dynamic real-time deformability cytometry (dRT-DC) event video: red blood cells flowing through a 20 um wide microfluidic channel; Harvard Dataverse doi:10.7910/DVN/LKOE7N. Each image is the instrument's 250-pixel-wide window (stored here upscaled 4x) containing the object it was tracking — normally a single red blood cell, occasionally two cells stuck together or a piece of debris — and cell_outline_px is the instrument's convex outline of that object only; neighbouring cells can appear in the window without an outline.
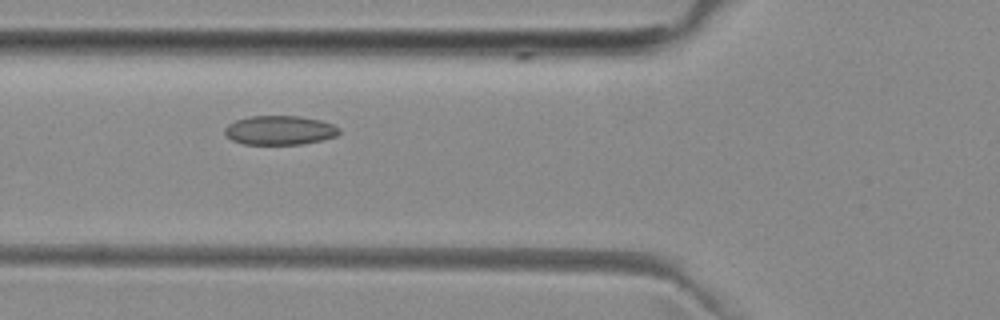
{"species": "common noctule bat (a hibernating species)", "species_latin": "Nyctalus noctula", "temperature_condition": "room temperature", "stored_images_in_passage": 37, "camera_frame_rate_fps": 3000, "um_per_image_px": 0.085, "animal": {"sex": "female", "body_mass_g": 29.2, "forearm_length_mm": 56.3}, "frame": {"image": 1, "passage_image": 4, "time_ms": 1.0, "image_size_px": [1000, 320], "cell_outline_px": [[340, 132], [336, 136], [304, 144], [244, 144], [232, 140], [224, 132], [224, 128], [228, 124], [236, 120], [248, 116], [300, 116], [320, 120], [332, 124], [340, 128]], "centroid_in_image_um": [23.77, 11.06], "position_along_channel_um": 102.0, "area_um2": 19.42}}
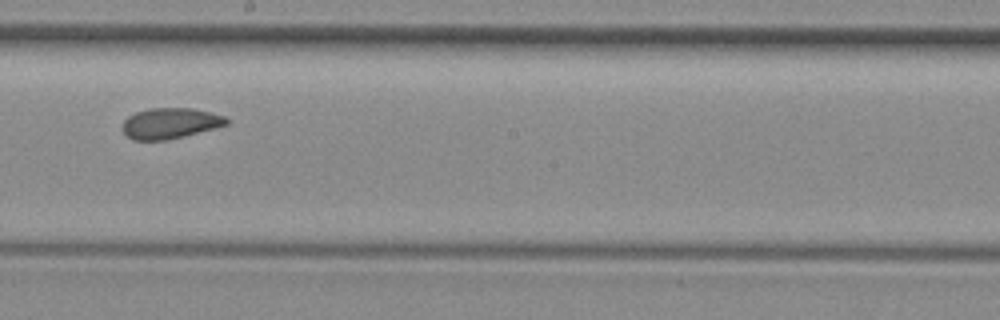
{"frame": {"image": 2, "passage_image": 14, "time_ms": 4.333, "image_size_px": [1000, 320], "cell_outline_px": [[228, 124], [184, 136], [168, 140], [132, 140], [124, 132], [124, 120], [128, 116], [136, 112], [152, 108], [192, 108], [212, 112], [224, 116], [228, 120]], "centroid_in_image_um": [14.47, 10.47], "position_along_channel_um": 233.7, "area_um2": 18.44}}
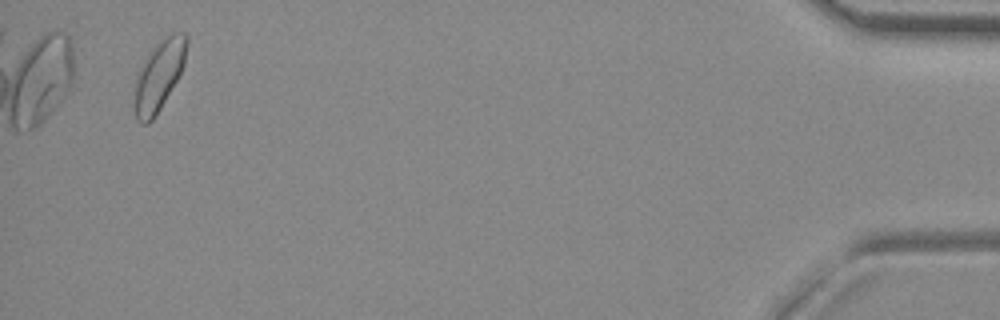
{"frame": {"image": 3, "passage_image": 35, "time_ms": 11.333, "image_size_px": [1000, 320], "cell_outline_px": [[188, 40], [184, 64], [176, 80], [160, 108], [152, 120], [148, 124], [140, 124], [136, 120], [136, 72], [140, 64], [152, 48], [160, 40], [172, 32], [184, 32], [188, 36]], "centroid_in_image_um": [13.52, 6.36], "position_along_channel_um": 421.7, "area_um2": 21.1}, "authors_computed_cell_mechanics": {"area_um2": 19.1896, "velocity_mm_per_s": 3.9539, "shape_relaxation_time_tau1_ms": null, "shape_relaxation_time_tau2_ms": 2.326, "deformation_change_tau1": null, "deformation_change_tau2": 0.0843}}